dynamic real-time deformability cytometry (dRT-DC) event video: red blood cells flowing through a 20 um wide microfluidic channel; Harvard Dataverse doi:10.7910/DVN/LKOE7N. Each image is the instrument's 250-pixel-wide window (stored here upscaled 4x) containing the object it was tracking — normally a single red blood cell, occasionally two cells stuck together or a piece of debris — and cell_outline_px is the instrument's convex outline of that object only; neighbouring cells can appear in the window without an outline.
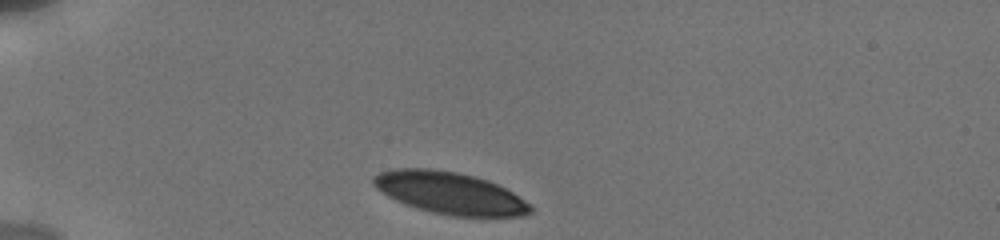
{"species": "human", "species_latin": "Homo sapiens", "temperature_condition": "cold", "stored_images_in_passage": 12, "camera_frame_rate_fps": 3000, "um_per_image_px": 0.085, "donor": {"sex": "male"}, "frame": {"image": 1, "passage_image": 1, "time_ms": 0.0, "image_size_px": [1000, 240], "cell_outline_px": [[532, 212], [524, 216], [452, 216], [432, 212], [416, 208], [404, 204], [380, 192], [372, 184], [372, 176], [380, 172], [396, 168], [428, 168], [456, 172], [488, 180], [512, 192], [524, 200], [532, 208]], "centroid_in_image_um": [38.19, 16.4], "position_along_channel_um": 46.8, "area_um2": 38.32}}
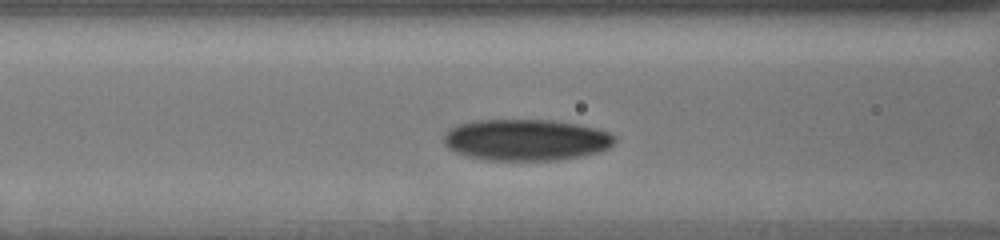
{"frame": {"image": 2, "passage_image": 6, "time_ms": 3.0, "image_size_px": [1000, 240], "cell_outline_px": [[616, 140], [608, 148], [600, 152], [580, 156], [556, 160], [484, 160], [468, 156], [456, 152], [448, 148], [444, 144], [444, 132], [448, 128], [456, 124], [472, 120], [552, 120], [580, 124], [596, 128], [608, 132], [616, 136]], "centroid_in_image_um": [44.69, 11.88], "position_along_channel_um": 121.9, "area_um2": 41.62}}
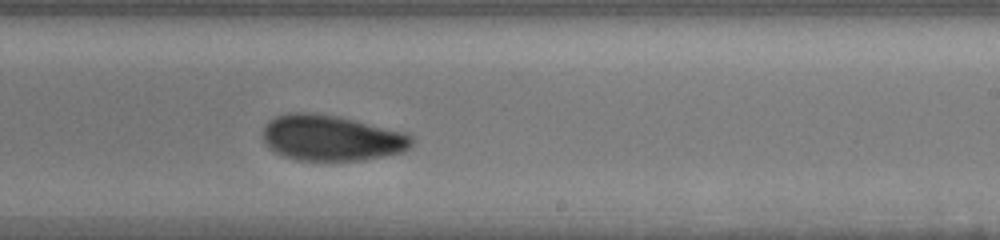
{"frame": {"image": 3, "passage_image": 12, "time_ms": 6.667, "image_size_px": [1000, 240], "cell_outline_px": [[412, 144], [404, 152], [364, 160], [296, 160], [284, 156], [268, 148], [264, 144], [264, 128], [268, 120], [276, 116], [288, 112], [308, 112], [336, 116], [400, 132], [412, 136]], "centroid_in_image_um": [28.11, 11.73], "position_along_channel_um": 260.9, "area_um2": 39.25}}